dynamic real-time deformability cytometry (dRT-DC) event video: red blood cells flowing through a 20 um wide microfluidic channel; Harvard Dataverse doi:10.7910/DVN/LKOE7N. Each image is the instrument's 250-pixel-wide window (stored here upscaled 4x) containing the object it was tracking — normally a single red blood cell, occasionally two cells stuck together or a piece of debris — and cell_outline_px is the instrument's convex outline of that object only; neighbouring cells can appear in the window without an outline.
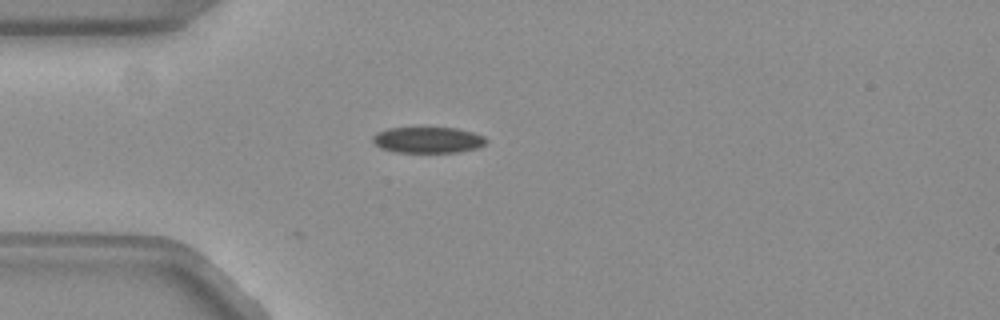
{"species": "common noctule bat (a hibernating species)", "species_latin": "Nyctalus noctula", "temperature_condition": "warm", "stored_images_in_passage": 3, "camera_frame_rate_fps": 3000, "um_per_image_px": 0.085, "animal": {"sex": "female", "body_mass_g": 19.3, "forearm_length_mm": 54.1}, "frame": {"image": 1, "passage_image": 1, "time_ms": 0.0, "image_size_px": [1000, 320], "cell_outline_px": [[488, 140], [484, 144], [476, 148], [460, 152], [396, 152], [384, 148], [376, 144], [372, 140], [372, 136], [376, 132], [388, 128], [456, 128], [472, 132], [484, 136]], "centroid_in_image_um": [36.38, 11.89], "position_along_channel_um": 48.6, "area_um2": 17.05}}